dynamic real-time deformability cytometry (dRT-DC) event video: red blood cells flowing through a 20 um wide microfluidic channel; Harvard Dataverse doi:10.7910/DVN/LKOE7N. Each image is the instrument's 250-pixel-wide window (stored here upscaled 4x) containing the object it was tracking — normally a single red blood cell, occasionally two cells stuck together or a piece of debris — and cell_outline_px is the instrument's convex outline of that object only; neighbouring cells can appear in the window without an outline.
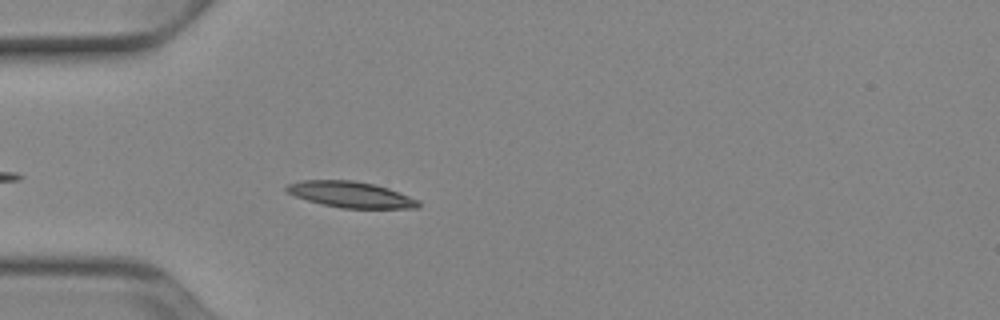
{"species": "Egyptian fruit bat (a non-hibernating species)", "species_latin": "Rousettus aegyptiacus", "temperature_condition": "cold", "stored_images_in_passage": 23, "camera_frame_rate_fps": 3000, "um_per_image_px": 0.085, "animal": {"sex": "female"}, "frame": {"image": 1, "passage_image": 4, "time_ms": 1.0, "image_size_px": [1000, 320], "cell_outline_px": [[420, 208], [340, 208], [320, 204], [284, 192], [284, 188], [288, 184], [300, 180], [352, 180], [376, 184], [388, 188], [420, 200]], "centroid_in_image_um": [29.8, 16.53], "position_along_channel_um": 55.2, "area_um2": 20.17}}
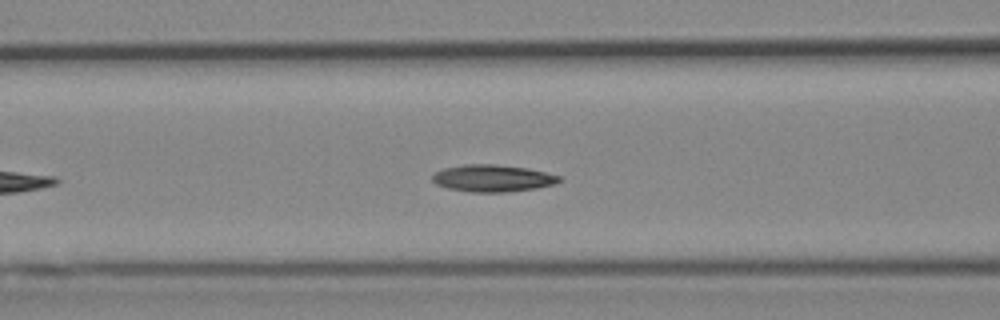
{"frame": {"image": 2, "passage_image": 10, "time_ms": 3.0, "image_size_px": [1000, 320], "cell_outline_px": [[564, 180], [552, 184], [536, 188], [504, 192], [472, 192], [448, 188], [436, 184], [432, 180], [432, 176], [436, 172], [444, 168], [464, 164], [496, 164], [528, 168], [560, 176]], "centroid_in_image_um": [41.87, 15.14], "position_along_channel_um": 124.7, "area_um2": 19.88}}
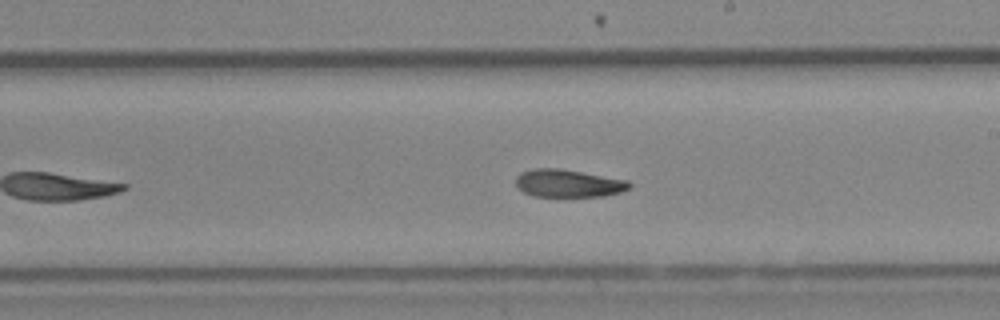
{"frame": {"image": 3, "passage_image": 19, "time_ms": 6.0, "image_size_px": [1000, 320], "cell_outline_px": [[632, 188], [620, 192], [604, 196], [532, 196], [524, 192], [516, 184], [516, 176], [520, 172], [532, 168], [560, 168], [628, 180], [632, 184]], "centroid_in_image_um": [48.32, 15.57], "position_along_channel_um": 240.7, "area_um2": 18.44}}